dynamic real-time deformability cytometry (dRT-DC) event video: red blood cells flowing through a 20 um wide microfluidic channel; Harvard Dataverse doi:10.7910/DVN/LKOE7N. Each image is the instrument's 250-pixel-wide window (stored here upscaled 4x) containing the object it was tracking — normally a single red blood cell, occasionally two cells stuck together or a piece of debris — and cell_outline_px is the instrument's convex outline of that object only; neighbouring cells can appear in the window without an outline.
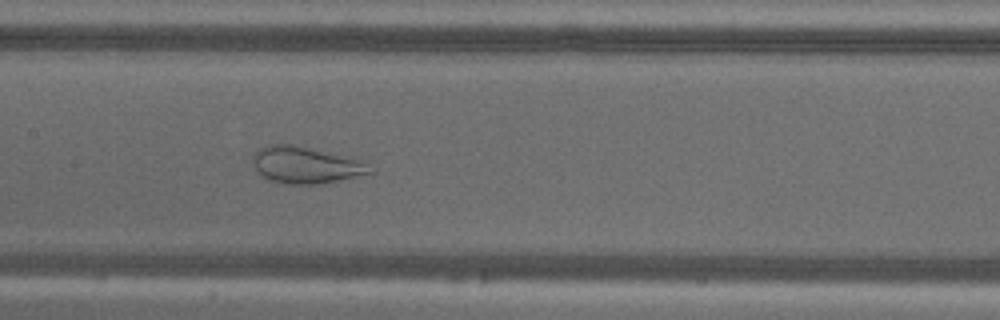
{"species": "common noctule bat (a hibernating species)", "species_latin": "Nyctalus noctula", "temperature_condition": "warm", "stored_images_in_passage": 42, "camera_frame_rate_fps": 3000, "um_per_image_px": 0.085, "animal": {"sex": "male", "body_mass_g": 18.8}, "frame": {"image": 1, "passage_image": 13, "time_ms": 4.0, "image_size_px": [1000, 320], "cell_outline_px": [[376, 172], [320, 184], [288, 184], [268, 180], [256, 168], [252, 156], [260, 148], [268, 144], [288, 144], [308, 148], [364, 160]], "centroid_in_image_um": [26.03, 14.03], "position_along_channel_um": 181.4, "area_um2": 24.8}}
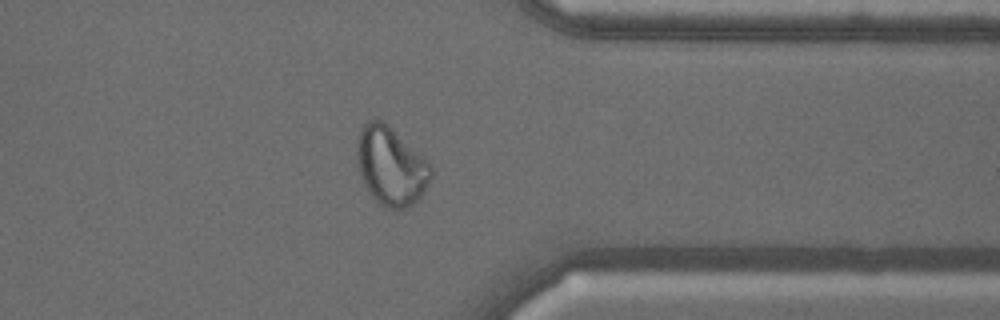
{"frame": {"image": 2, "passage_image": 30, "time_ms": 9.667, "image_size_px": [1000, 320], "cell_outline_px": [[432, 176], [420, 196], [412, 204], [396, 212], [380, 204], [368, 192], [364, 184], [356, 164], [356, 140], [364, 124], [368, 120], [376, 116], [384, 120], [424, 156], [432, 164]], "centroid_in_image_um": [33.21, 14.08], "position_along_channel_um": 378.2, "area_um2": 34.51}}
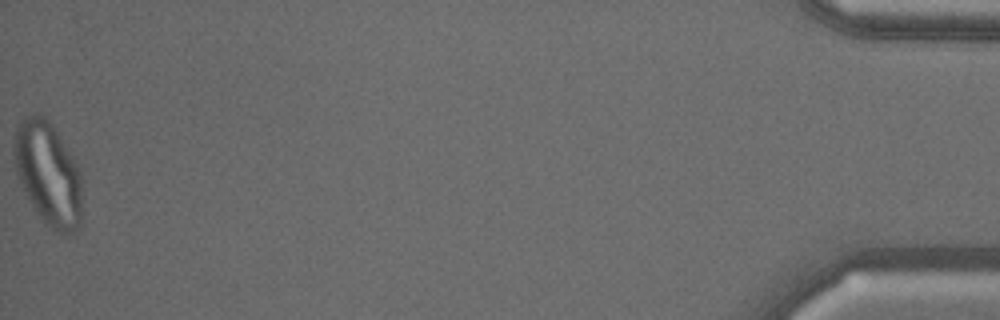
{"frame": {"image": 3, "passage_image": 42, "time_ms": 13.667, "image_size_px": [1000, 320], "cell_outline_px": [[84, 200], [80, 228], [64, 236], [56, 232], [36, 212], [24, 192], [20, 184], [16, 172], [12, 152], [16, 124], [24, 116], [32, 112], [40, 112], [52, 124], [80, 168]], "centroid_in_image_um": [4.11, 14.75], "position_along_channel_um": 431.1, "area_um2": 42.31}}